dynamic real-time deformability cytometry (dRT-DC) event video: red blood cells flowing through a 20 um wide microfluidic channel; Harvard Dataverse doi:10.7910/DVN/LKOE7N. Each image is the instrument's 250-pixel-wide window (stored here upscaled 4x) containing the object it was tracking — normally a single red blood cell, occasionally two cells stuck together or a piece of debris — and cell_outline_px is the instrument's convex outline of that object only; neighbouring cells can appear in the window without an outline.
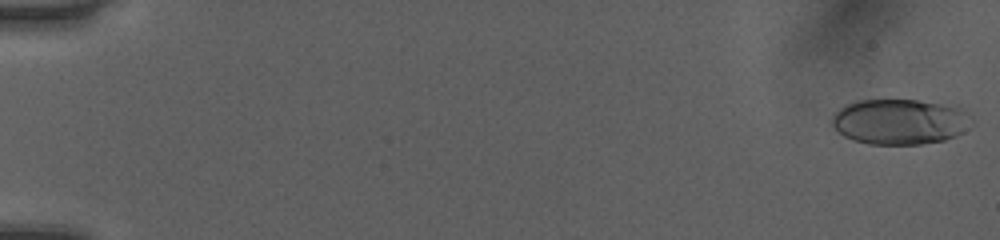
{"species": "human", "species_latin": "Homo sapiens", "temperature_condition": "room temperature", "stored_images_in_passage": 51, "camera_frame_rate_fps": 3000, "um_per_image_px": 0.085, "donor": {"sex": "female"}, "frame": {"image": 1, "passage_image": 1, "time_ms": 0.0, "image_size_px": [1000, 240], "cell_outline_px": [[972, 124], [956, 136], [944, 140], [920, 144], [868, 144], [852, 140], [844, 136], [832, 124], [832, 116], [844, 104], [856, 100], [916, 100], [940, 104], [960, 108], [964, 112]], "centroid_in_image_um": [76.43, 10.35], "position_along_channel_um": 8.6, "area_um2": 36.65}}
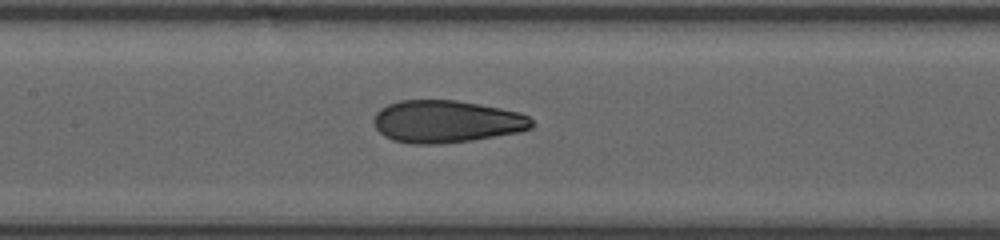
{"frame": {"image": 2, "passage_image": 26, "time_ms": 8.333, "image_size_px": [1000, 240], "cell_outline_px": [[536, 124], [532, 128], [516, 132], [472, 140], [440, 144], [412, 144], [392, 140], [384, 136], [376, 128], [372, 120], [376, 112], [380, 108], [388, 104], [400, 100], [456, 100], [480, 104], [520, 112], [528, 116]], "centroid_in_image_um": [37.93, 10.33], "position_along_channel_um": 169.5, "area_um2": 39.19}}
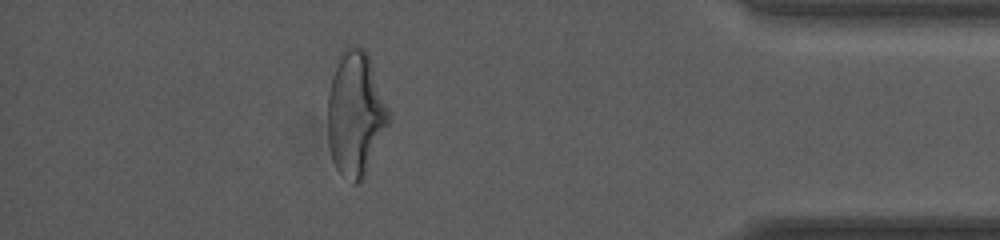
{"frame": {"image": 3, "passage_image": 46, "time_ms": 15.0, "image_size_px": [1000, 240], "cell_outline_px": [[388, 124], [364, 176], [360, 184], [352, 184], [336, 168], [332, 160], [328, 144], [328, 92], [332, 76], [340, 52], [348, 44], [356, 44], [364, 48], [368, 52], [388, 108]], "centroid_in_image_um": [30.19, 9.63], "position_along_channel_um": 405.0, "area_um2": 44.22}, "authors_computed_cell_mechanics": {"area_um2": 38.6104, "velocity_mm_per_s": 4.0777, "shape_relaxation_time_tau1_ms": 6.1827, "shape_relaxation_time_tau2_ms": 1.1132, "deformation_change_tau1": 0.2004, "deformation_change_tau2": 0.0797}}